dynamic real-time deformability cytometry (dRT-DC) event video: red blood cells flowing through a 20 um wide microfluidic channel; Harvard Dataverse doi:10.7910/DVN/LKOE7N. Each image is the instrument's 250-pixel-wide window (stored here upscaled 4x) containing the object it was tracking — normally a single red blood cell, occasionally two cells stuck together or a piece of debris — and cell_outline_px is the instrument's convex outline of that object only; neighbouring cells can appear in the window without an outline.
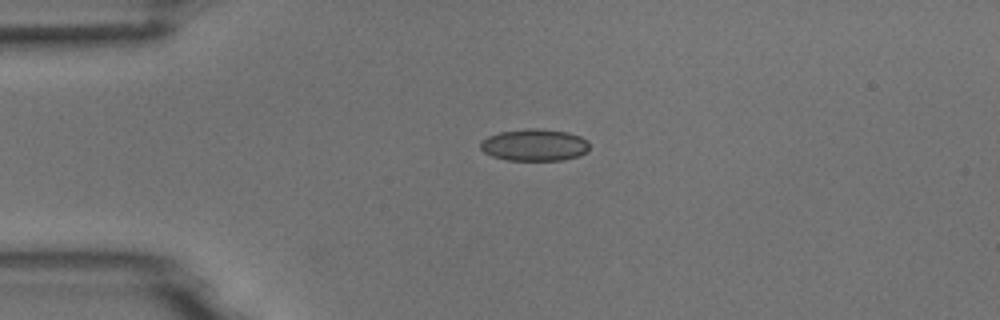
{"species": "common noctule bat (a hibernating species)", "species_latin": "Nyctalus noctula", "temperature_condition": "room temperature", "stored_images_in_passage": 2, "camera_frame_rate_fps": 3000, "um_per_image_px": 0.085, "animal": {"sex": "male", "body_mass_g": 18.8}, "frame": {"image": 1, "passage_image": 1, "time_ms": 0.0, "image_size_px": [1000, 320], "cell_outline_px": [[588, 152], [580, 156], [564, 160], [508, 160], [492, 156], [484, 152], [480, 148], [480, 144], [488, 136], [500, 132], [528, 128], [536, 128], [568, 132], [580, 136], [588, 140]], "centroid_in_image_um": [45.46, 12.32], "position_along_channel_um": 39.5, "area_um2": 20.35}}